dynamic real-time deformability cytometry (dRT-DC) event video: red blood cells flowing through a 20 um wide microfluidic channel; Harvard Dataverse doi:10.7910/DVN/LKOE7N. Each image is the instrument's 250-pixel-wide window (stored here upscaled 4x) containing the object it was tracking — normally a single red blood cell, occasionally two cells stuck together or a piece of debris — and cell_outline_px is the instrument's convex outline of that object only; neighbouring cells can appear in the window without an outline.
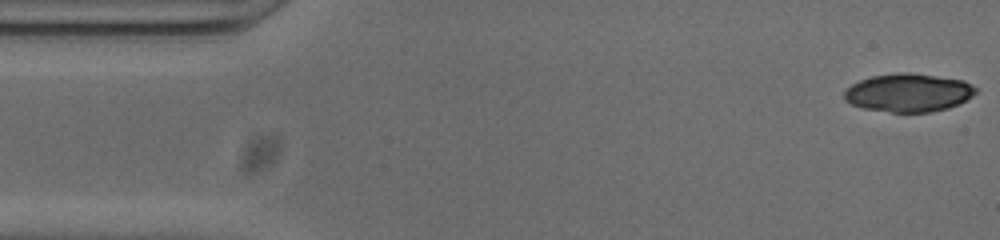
{"species": "common noctule bat (a hibernating species)", "species_latin": "Nyctalus noctula", "temperature_condition": "cold", "stored_images_in_passage": 51, "camera_frame_rate_fps": 3000, "um_per_image_px": 0.085, "animal": {"sex": "male", "body_mass_g": 20.0, "forearm_length_mm": 53.3}, "frame": {"image": 1, "passage_image": 1, "time_ms": 0.0, "image_size_px": [1000, 240], "cell_outline_px": [[976, 92], [972, 96], [948, 108], [932, 112], [892, 112], [864, 108], [852, 104], [844, 100], [844, 92], [852, 84], [860, 80], [872, 76], [900, 72], [908, 72], [964, 80], [976, 88]], "centroid_in_image_um": [77.2, 7.87], "position_along_channel_um": 7.8, "area_um2": 29.07}}